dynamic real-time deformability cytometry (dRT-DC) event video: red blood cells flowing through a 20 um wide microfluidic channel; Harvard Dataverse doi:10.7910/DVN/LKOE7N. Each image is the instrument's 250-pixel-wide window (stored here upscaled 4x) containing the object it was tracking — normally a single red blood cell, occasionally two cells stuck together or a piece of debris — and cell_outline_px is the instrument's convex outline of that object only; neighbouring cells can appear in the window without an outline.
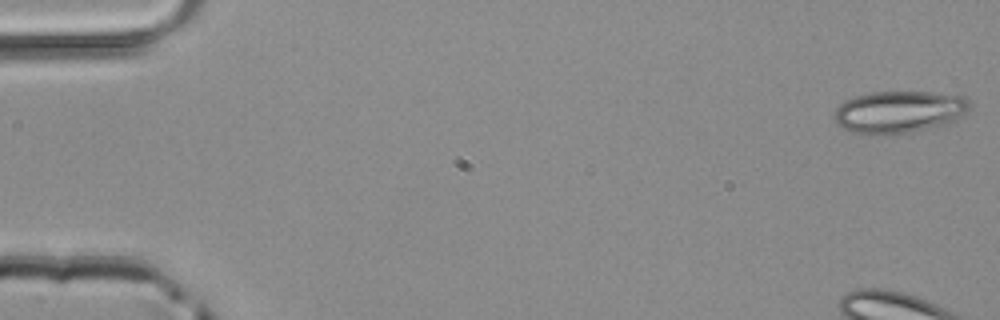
{"species": "common noctule bat (a hibernating species)", "species_latin": "Nyctalus noctula", "temperature_condition": "room temperature", "stored_images_in_passage": 49, "camera_frame_rate_fps": 3000, "um_per_image_px": 0.085, "animal": {"sex": "male", "body_mass_g": 20.4}, "frame": {"image": 1, "passage_image": 1, "time_ms": 0.0, "image_size_px": [1000, 320], "cell_outline_px": [[972, 108], [956, 120], [948, 124], [908, 132], [884, 136], [860, 136], [836, 124], [832, 116], [836, 108], [844, 100], [856, 96], [872, 92], [932, 92], [964, 96], [972, 100]], "centroid_in_image_um": [76.41, 9.53], "position_along_channel_um": 8.6, "area_um2": 34.16}}
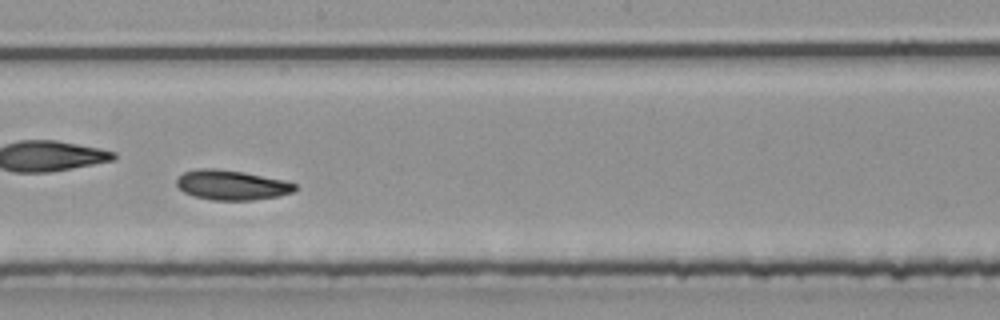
{"frame": {"image": 2, "passage_image": 28, "time_ms": 9.0, "image_size_px": [1000, 320], "cell_outline_px": [[296, 188], [292, 192], [280, 196], [252, 200], [212, 200], [196, 196], [184, 192], [176, 184], [176, 180], [184, 172], [196, 168], [216, 168], [244, 172], [284, 180], [296, 184]], "centroid_in_image_um": [19.69, 15.72], "position_along_channel_um": 228.5, "area_um2": 20.52}}
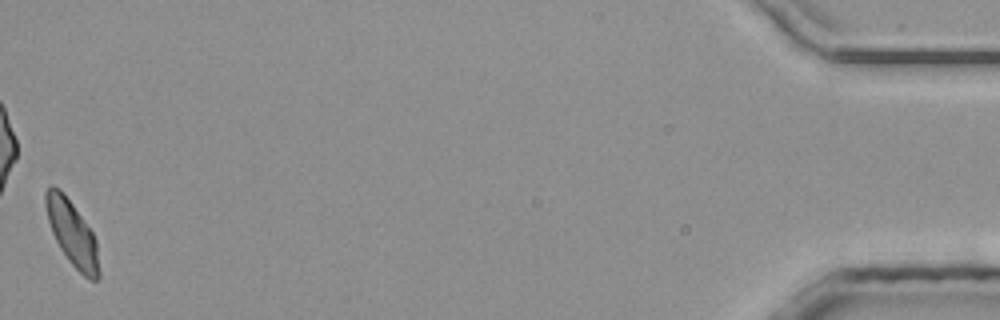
{"frame": {"image": 3, "passage_image": 49, "time_ms": 16.0, "image_size_px": [1000, 320], "cell_outline_px": [[100, 280], [88, 280], [68, 260], [60, 248], [52, 232], [48, 220], [44, 204], [44, 192], [52, 184], [60, 188], [72, 204], [92, 232], [96, 240], [100, 272]], "centroid_in_image_um": [6.12, 19.83], "position_along_channel_um": 429.1, "area_um2": 20.17}}